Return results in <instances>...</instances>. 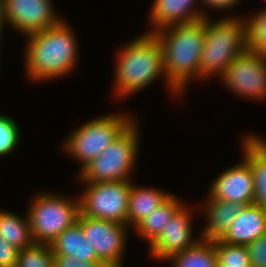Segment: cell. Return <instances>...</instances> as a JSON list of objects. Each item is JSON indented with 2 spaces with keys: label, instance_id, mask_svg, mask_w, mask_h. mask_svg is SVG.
<instances>
[{
  "label": "cell",
  "instance_id": "1",
  "mask_svg": "<svg viewBox=\"0 0 266 267\" xmlns=\"http://www.w3.org/2000/svg\"><path fill=\"white\" fill-rule=\"evenodd\" d=\"M121 49V50H120ZM117 52L113 95L124 100L148 87L159 78L165 79L174 97L182 95L167 81L163 50L154 33H143L123 45ZM161 76V77H160ZM164 76V77H163ZM156 79V80H155Z\"/></svg>",
  "mask_w": 266,
  "mask_h": 267
},
{
  "label": "cell",
  "instance_id": "2",
  "mask_svg": "<svg viewBox=\"0 0 266 267\" xmlns=\"http://www.w3.org/2000/svg\"><path fill=\"white\" fill-rule=\"evenodd\" d=\"M25 71L34 82L63 78L78 63V42L70 25L62 20L26 37Z\"/></svg>",
  "mask_w": 266,
  "mask_h": 267
},
{
  "label": "cell",
  "instance_id": "3",
  "mask_svg": "<svg viewBox=\"0 0 266 267\" xmlns=\"http://www.w3.org/2000/svg\"><path fill=\"white\" fill-rule=\"evenodd\" d=\"M154 34L162 46L167 81L182 95L189 82L199 80L205 22L171 25Z\"/></svg>",
  "mask_w": 266,
  "mask_h": 267
},
{
  "label": "cell",
  "instance_id": "4",
  "mask_svg": "<svg viewBox=\"0 0 266 267\" xmlns=\"http://www.w3.org/2000/svg\"><path fill=\"white\" fill-rule=\"evenodd\" d=\"M244 17L230 15L205 22V42L200 58L199 79L222 76L227 66L248 49L247 24Z\"/></svg>",
  "mask_w": 266,
  "mask_h": 267
},
{
  "label": "cell",
  "instance_id": "5",
  "mask_svg": "<svg viewBox=\"0 0 266 267\" xmlns=\"http://www.w3.org/2000/svg\"><path fill=\"white\" fill-rule=\"evenodd\" d=\"M138 122L134 121L100 155L78 172L79 182L131 181L140 147Z\"/></svg>",
  "mask_w": 266,
  "mask_h": 267
},
{
  "label": "cell",
  "instance_id": "6",
  "mask_svg": "<svg viewBox=\"0 0 266 267\" xmlns=\"http://www.w3.org/2000/svg\"><path fill=\"white\" fill-rule=\"evenodd\" d=\"M128 115L123 112L101 115L70 132L62 148L80 163L79 172L135 121L133 116Z\"/></svg>",
  "mask_w": 266,
  "mask_h": 267
},
{
  "label": "cell",
  "instance_id": "7",
  "mask_svg": "<svg viewBox=\"0 0 266 267\" xmlns=\"http://www.w3.org/2000/svg\"><path fill=\"white\" fill-rule=\"evenodd\" d=\"M31 199L27 215L35 243L50 244L78 219L79 196L72 199L60 193L42 191Z\"/></svg>",
  "mask_w": 266,
  "mask_h": 267
},
{
  "label": "cell",
  "instance_id": "8",
  "mask_svg": "<svg viewBox=\"0 0 266 267\" xmlns=\"http://www.w3.org/2000/svg\"><path fill=\"white\" fill-rule=\"evenodd\" d=\"M79 196L80 213L95 219L115 221L127 225L131 181L83 183Z\"/></svg>",
  "mask_w": 266,
  "mask_h": 267
},
{
  "label": "cell",
  "instance_id": "9",
  "mask_svg": "<svg viewBox=\"0 0 266 267\" xmlns=\"http://www.w3.org/2000/svg\"><path fill=\"white\" fill-rule=\"evenodd\" d=\"M85 238L106 267H124L122 261L127 246L128 231L131 229L115 221L95 219L79 213ZM129 229V230H128Z\"/></svg>",
  "mask_w": 266,
  "mask_h": 267
},
{
  "label": "cell",
  "instance_id": "10",
  "mask_svg": "<svg viewBox=\"0 0 266 267\" xmlns=\"http://www.w3.org/2000/svg\"><path fill=\"white\" fill-rule=\"evenodd\" d=\"M239 97L266 99V56L247 49L235 58L219 77Z\"/></svg>",
  "mask_w": 266,
  "mask_h": 267
},
{
  "label": "cell",
  "instance_id": "11",
  "mask_svg": "<svg viewBox=\"0 0 266 267\" xmlns=\"http://www.w3.org/2000/svg\"><path fill=\"white\" fill-rule=\"evenodd\" d=\"M52 3L51 0H4L6 24L24 36L57 25L62 17L56 14Z\"/></svg>",
  "mask_w": 266,
  "mask_h": 267
},
{
  "label": "cell",
  "instance_id": "12",
  "mask_svg": "<svg viewBox=\"0 0 266 267\" xmlns=\"http://www.w3.org/2000/svg\"><path fill=\"white\" fill-rule=\"evenodd\" d=\"M192 211L183 205L163 227L160 235L148 246L149 256L166 261L173 254L184 251L195 245L201 237L192 238Z\"/></svg>",
  "mask_w": 266,
  "mask_h": 267
},
{
  "label": "cell",
  "instance_id": "13",
  "mask_svg": "<svg viewBox=\"0 0 266 267\" xmlns=\"http://www.w3.org/2000/svg\"><path fill=\"white\" fill-rule=\"evenodd\" d=\"M208 195L221 201L240 203L254 202V180L249 162L243 157L239 164L221 172L210 185Z\"/></svg>",
  "mask_w": 266,
  "mask_h": 267
},
{
  "label": "cell",
  "instance_id": "14",
  "mask_svg": "<svg viewBox=\"0 0 266 267\" xmlns=\"http://www.w3.org/2000/svg\"><path fill=\"white\" fill-rule=\"evenodd\" d=\"M198 0H154L148 14L149 25L153 26L147 33H154L171 25L197 22L206 16L203 8L198 9ZM201 1V0H199ZM196 6V7H195ZM201 10V11H199Z\"/></svg>",
  "mask_w": 266,
  "mask_h": 267
},
{
  "label": "cell",
  "instance_id": "15",
  "mask_svg": "<svg viewBox=\"0 0 266 267\" xmlns=\"http://www.w3.org/2000/svg\"><path fill=\"white\" fill-rule=\"evenodd\" d=\"M266 234V210L255 205L243 206L233 224L219 239L222 242L247 245Z\"/></svg>",
  "mask_w": 266,
  "mask_h": 267
},
{
  "label": "cell",
  "instance_id": "16",
  "mask_svg": "<svg viewBox=\"0 0 266 267\" xmlns=\"http://www.w3.org/2000/svg\"><path fill=\"white\" fill-rule=\"evenodd\" d=\"M241 140L243 157L250 164L254 180L253 204L266 210V140L255 133Z\"/></svg>",
  "mask_w": 266,
  "mask_h": 267
},
{
  "label": "cell",
  "instance_id": "17",
  "mask_svg": "<svg viewBox=\"0 0 266 267\" xmlns=\"http://www.w3.org/2000/svg\"><path fill=\"white\" fill-rule=\"evenodd\" d=\"M244 205L236 202L221 201L208 195L202 208L205 209L206 224L200 237L205 240L220 239L233 224Z\"/></svg>",
  "mask_w": 266,
  "mask_h": 267
},
{
  "label": "cell",
  "instance_id": "18",
  "mask_svg": "<svg viewBox=\"0 0 266 267\" xmlns=\"http://www.w3.org/2000/svg\"><path fill=\"white\" fill-rule=\"evenodd\" d=\"M135 184L132 181L127 213V225L132 229L172 195L163 189L141 187Z\"/></svg>",
  "mask_w": 266,
  "mask_h": 267
},
{
  "label": "cell",
  "instance_id": "19",
  "mask_svg": "<svg viewBox=\"0 0 266 267\" xmlns=\"http://www.w3.org/2000/svg\"><path fill=\"white\" fill-rule=\"evenodd\" d=\"M53 255L73 256L87 262H101L85 238L81 224L76 221L65 229L51 243Z\"/></svg>",
  "mask_w": 266,
  "mask_h": 267
},
{
  "label": "cell",
  "instance_id": "20",
  "mask_svg": "<svg viewBox=\"0 0 266 267\" xmlns=\"http://www.w3.org/2000/svg\"><path fill=\"white\" fill-rule=\"evenodd\" d=\"M177 196L172 194L163 204L155 208L148 216L139 222L133 231L141 239L151 244L162 232L163 227L173 215L184 205Z\"/></svg>",
  "mask_w": 266,
  "mask_h": 267
},
{
  "label": "cell",
  "instance_id": "21",
  "mask_svg": "<svg viewBox=\"0 0 266 267\" xmlns=\"http://www.w3.org/2000/svg\"><path fill=\"white\" fill-rule=\"evenodd\" d=\"M24 216L0 209V237L20 250L35 243L27 213Z\"/></svg>",
  "mask_w": 266,
  "mask_h": 267
},
{
  "label": "cell",
  "instance_id": "22",
  "mask_svg": "<svg viewBox=\"0 0 266 267\" xmlns=\"http://www.w3.org/2000/svg\"><path fill=\"white\" fill-rule=\"evenodd\" d=\"M171 267H215L217 256L214 241L200 239L195 245L173 254Z\"/></svg>",
  "mask_w": 266,
  "mask_h": 267
},
{
  "label": "cell",
  "instance_id": "23",
  "mask_svg": "<svg viewBox=\"0 0 266 267\" xmlns=\"http://www.w3.org/2000/svg\"><path fill=\"white\" fill-rule=\"evenodd\" d=\"M217 261L226 267H251L246 245L229 244L214 240Z\"/></svg>",
  "mask_w": 266,
  "mask_h": 267
},
{
  "label": "cell",
  "instance_id": "24",
  "mask_svg": "<svg viewBox=\"0 0 266 267\" xmlns=\"http://www.w3.org/2000/svg\"><path fill=\"white\" fill-rule=\"evenodd\" d=\"M248 49L266 56V7L246 16Z\"/></svg>",
  "mask_w": 266,
  "mask_h": 267
},
{
  "label": "cell",
  "instance_id": "25",
  "mask_svg": "<svg viewBox=\"0 0 266 267\" xmlns=\"http://www.w3.org/2000/svg\"><path fill=\"white\" fill-rule=\"evenodd\" d=\"M53 262L50 244L33 243L19 251L16 267H51Z\"/></svg>",
  "mask_w": 266,
  "mask_h": 267
},
{
  "label": "cell",
  "instance_id": "26",
  "mask_svg": "<svg viewBox=\"0 0 266 267\" xmlns=\"http://www.w3.org/2000/svg\"><path fill=\"white\" fill-rule=\"evenodd\" d=\"M17 122L9 115L0 114V156L11 155L18 147L21 134Z\"/></svg>",
  "mask_w": 266,
  "mask_h": 267
},
{
  "label": "cell",
  "instance_id": "27",
  "mask_svg": "<svg viewBox=\"0 0 266 267\" xmlns=\"http://www.w3.org/2000/svg\"><path fill=\"white\" fill-rule=\"evenodd\" d=\"M251 267H266V234L246 245Z\"/></svg>",
  "mask_w": 266,
  "mask_h": 267
},
{
  "label": "cell",
  "instance_id": "28",
  "mask_svg": "<svg viewBox=\"0 0 266 267\" xmlns=\"http://www.w3.org/2000/svg\"><path fill=\"white\" fill-rule=\"evenodd\" d=\"M19 251L0 237V267H16Z\"/></svg>",
  "mask_w": 266,
  "mask_h": 267
},
{
  "label": "cell",
  "instance_id": "29",
  "mask_svg": "<svg viewBox=\"0 0 266 267\" xmlns=\"http://www.w3.org/2000/svg\"><path fill=\"white\" fill-rule=\"evenodd\" d=\"M54 261L60 267H106L102 262H87L73 256L54 255Z\"/></svg>",
  "mask_w": 266,
  "mask_h": 267
},
{
  "label": "cell",
  "instance_id": "30",
  "mask_svg": "<svg viewBox=\"0 0 266 267\" xmlns=\"http://www.w3.org/2000/svg\"><path fill=\"white\" fill-rule=\"evenodd\" d=\"M241 0H201V5L208 9H217L220 11L230 10L239 5ZM203 2V3H202Z\"/></svg>",
  "mask_w": 266,
  "mask_h": 267
},
{
  "label": "cell",
  "instance_id": "31",
  "mask_svg": "<svg viewBox=\"0 0 266 267\" xmlns=\"http://www.w3.org/2000/svg\"><path fill=\"white\" fill-rule=\"evenodd\" d=\"M5 7H4V0H0V30L4 31V26H6L5 20Z\"/></svg>",
  "mask_w": 266,
  "mask_h": 267
},
{
  "label": "cell",
  "instance_id": "32",
  "mask_svg": "<svg viewBox=\"0 0 266 267\" xmlns=\"http://www.w3.org/2000/svg\"><path fill=\"white\" fill-rule=\"evenodd\" d=\"M215 267H226V266H224L223 264H220L218 261H217V263H216V266Z\"/></svg>",
  "mask_w": 266,
  "mask_h": 267
},
{
  "label": "cell",
  "instance_id": "33",
  "mask_svg": "<svg viewBox=\"0 0 266 267\" xmlns=\"http://www.w3.org/2000/svg\"><path fill=\"white\" fill-rule=\"evenodd\" d=\"M3 35V33H2V31L0 30V46H1V40H2V36ZM0 50H1V48H0ZM1 60V59H0Z\"/></svg>",
  "mask_w": 266,
  "mask_h": 267
},
{
  "label": "cell",
  "instance_id": "34",
  "mask_svg": "<svg viewBox=\"0 0 266 267\" xmlns=\"http://www.w3.org/2000/svg\"><path fill=\"white\" fill-rule=\"evenodd\" d=\"M51 267H60L59 265H57V263L54 261L51 265Z\"/></svg>",
  "mask_w": 266,
  "mask_h": 267
}]
</instances>
